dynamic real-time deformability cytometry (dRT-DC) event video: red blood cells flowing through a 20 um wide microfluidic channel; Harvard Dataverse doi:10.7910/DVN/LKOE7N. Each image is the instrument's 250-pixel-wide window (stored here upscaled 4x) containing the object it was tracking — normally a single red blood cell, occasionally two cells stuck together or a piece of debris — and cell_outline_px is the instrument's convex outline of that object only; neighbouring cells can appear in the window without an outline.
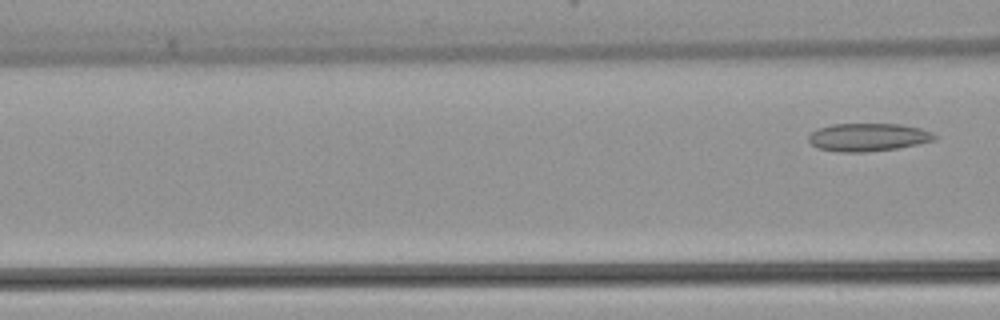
{"species": "common noctule bat (a hibernating species)", "species_latin": "Nyctalus noctula", "temperature_condition": "warm", "stored_images_in_passage": 6, "camera_frame_rate_fps": 3000, "um_per_image_px": 0.085, "animal": {"sex": "female", "body_mass_g": 22.7, "forearm_length_mm": 54.2}, "frame": {"image": 1, "passage_image": 6, "time_ms": 8.667, "image_size_px": [1000, 320], "cell_outline_px": [[936, 140], [896, 148], [864, 152], [840, 152], [816, 148], [808, 140], [808, 136], [816, 128], [832, 124], [900, 124], [920, 128], [932, 132], [936, 136]], "centroid_in_image_um": [73.75, 11.66], "position_along_channel_um": 92.9, "area_um2": 20.52}}